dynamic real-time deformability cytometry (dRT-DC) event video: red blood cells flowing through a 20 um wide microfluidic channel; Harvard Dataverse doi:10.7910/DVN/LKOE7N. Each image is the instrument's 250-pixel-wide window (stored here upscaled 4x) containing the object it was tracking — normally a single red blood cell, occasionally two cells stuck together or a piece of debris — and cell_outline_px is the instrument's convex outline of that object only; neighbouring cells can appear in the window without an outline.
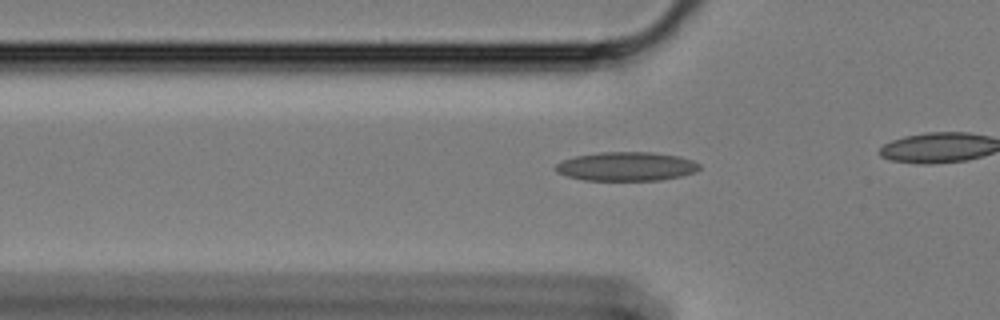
{"species": "Egyptian fruit bat (a non-hibernating species)", "species_latin": "Rousettus aegyptiacus", "temperature_condition": "cold", "stored_images_in_passage": 43, "camera_frame_rate_fps": 3000, "um_per_image_px": 0.085, "animal": {"sex": "female"}, "frame": {"image": 1, "passage_image": 16, "time_ms": 5.0, "image_size_px": [1000, 320], "cell_outline_px": [[700, 168], [692, 172], [680, 176], [660, 180], [584, 180], [568, 176], [556, 172], [556, 164], [564, 160], [576, 156], [600, 152], [652, 152], [680, 156], [692, 160], [700, 164]], "centroid_in_image_um": [53.25, 14.14], "position_along_channel_um": 72.6, "area_um2": 24.04}}
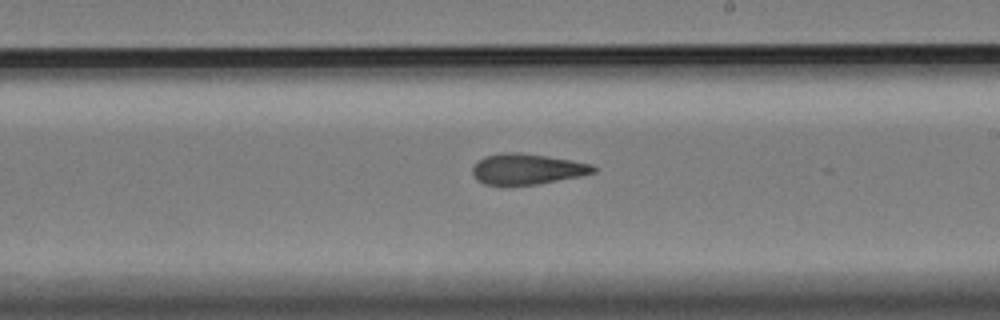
{"frame": {"image": 2, "passage_image": 31, "time_ms": 10.0, "image_size_px": [1000, 320], "cell_outline_px": [[596, 172], [580, 176], [536, 184], [484, 184], [476, 180], [472, 172], [472, 168], [476, 160], [484, 156], [500, 152], [520, 152], [572, 160], [592, 164], [596, 168]], "centroid_in_image_um": [44.77, 14.35], "position_along_channel_um": 244.2, "area_um2": 21.62}}
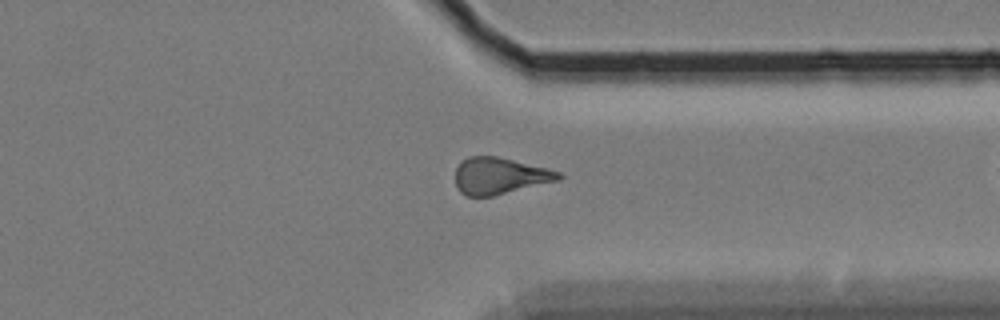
{"frame": {"image": 3, "passage_image": 42, "time_ms": 13.667, "image_size_px": [1000, 320], "cell_outline_px": [[564, 176], [560, 180], [492, 196], [464, 196], [456, 188], [456, 168], [468, 156], [496, 156], [560, 172]], "centroid_in_image_um": [42.45, 14.96], "position_along_channel_um": 368.9, "area_um2": 21.79}}